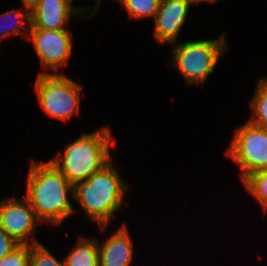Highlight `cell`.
Here are the masks:
<instances>
[{
  "instance_id": "obj_14",
  "label": "cell",
  "mask_w": 267,
  "mask_h": 266,
  "mask_svg": "<svg viewBox=\"0 0 267 266\" xmlns=\"http://www.w3.org/2000/svg\"><path fill=\"white\" fill-rule=\"evenodd\" d=\"M250 106L253 118L248 120V122L267 129V77L260 79L257 83Z\"/></svg>"
},
{
  "instance_id": "obj_7",
  "label": "cell",
  "mask_w": 267,
  "mask_h": 266,
  "mask_svg": "<svg viewBox=\"0 0 267 266\" xmlns=\"http://www.w3.org/2000/svg\"><path fill=\"white\" fill-rule=\"evenodd\" d=\"M40 222L25 197L21 201L15 196L0 201V228L19 244L40 243L34 236Z\"/></svg>"
},
{
  "instance_id": "obj_9",
  "label": "cell",
  "mask_w": 267,
  "mask_h": 266,
  "mask_svg": "<svg viewBox=\"0 0 267 266\" xmlns=\"http://www.w3.org/2000/svg\"><path fill=\"white\" fill-rule=\"evenodd\" d=\"M73 0H40L30 12V29L62 30L74 16L83 17L86 7H73Z\"/></svg>"
},
{
  "instance_id": "obj_10",
  "label": "cell",
  "mask_w": 267,
  "mask_h": 266,
  "mask_svg": "<svg viewBox=\"0 0 267 266\" xmlns=\"http://www.w3.org/2000/svg\"><path fill=\"white\" fill-rule=\"evenodd\" d=\"M191 5L189 0H161L154 17L153 35L157 42L177 43Z\"/></svg>"
},
{
  "instance_id": "obj_8",
  "label": "cell",
  "mask_w": 267,
  "mask_h": 266,
  "mask_svg": "<svg viewBox=\"0 0 267 266\" xmlns=\"http://www.w3.org/2000/svg\"><path fill=\"white\" fill-rule=\"evenodd\" d=\"M28 41L33 43L42 67L52 68L56 73L45 70L39 74H60L58 70L67 64L72 55V33L68 29L40 30L29 29Z\"/></svg>"
},
{
  "instance_id": "obj_16",
  "label": "cell",
  "mask_w": 267,
  "mask_h": 266,
  "mask_svg": "<svg viewBox=\"0 0 267 266\" xmlns=\"http://www.w3.org/2000/svg\"><path fill=\"white\" fill-rule=\"evenodd\" d=\"M128 13L129 18L139 20L140 18L155 17L161 0H119Z\"/></svg>"
},
{
  "instance_id": "obj_5",
  "label": "cell",
  "mask_w": 267,
  "mask_h": 266,
  "mask_svg": "<svg viewBox=\"0 0 267 266\" xmlns=\"http://www.w3.org/2000/svg\"><path fill=\"white\" fill-rule=\"evenodd\" d=\"M39 105L46 114L67 121L79 113L81 86L63 74H39L35 82Z\"/></svg>"
},
{
  "instance_id": "obj_1",
  "label": "cell",
  "mask_w": 267,
  "mask_h": 266,
  "mask_svg": "<svg viewBox=\"0 0 267 266\" xmlns=\"http://www.w3.org/2000/svg\"><path fill=\"white\" fill-rule=\"evenodd\" d=\"M25 198L42 222L60 224L75 211L70 203L73 185L49 160L30 163Z\"/></svg>"
},
{
  "instance_id": "obj_12",
  "label": "cell",
  "mask_w": 267,
  "mask_h": 266,
  "mask_svg": "<svg viewBox=\"0 0 267 266\" xmlns=\"http://www.w3.org/2000/svg\"><path fill=\"white\" fill-rule=\"evenodd\" d=\"M79 238L76 246L64 258L66 266H99L97 238Z\"/></svg>"
},
{
  "instance_id": "obj_13",
  "label": "cell",
  "mask_w": 267,
  "mask_h": 266,
  "mask_svg": "<svg viewBox=\"0 0 267 266\" xmlns=\"http://www.w3.org/2000/svg\"><path fill=\"white\" fill-rule=\"evenodd\" d=\"M10 19H14L11 24L9 22ZM11 21V20H10ZM3 22V23H2ZM8 22L10 25H8ZM0 41L7 37L8 35H11L13 37L15 36H20L22 34L24 38L28 39L29 34L24 35V30L26 31V27H23L24 24L28 23V29L27 31L29 32L30 29V23H31V17H30V11L26 8L23 7V11H19L16 9H13V11L9 10L7 12L1 13L0 15ZM24 29V30H21Z\"/></svg>"
},
{
  "instance_id": "obj_20",
  "label": "cell",
  "mask_w": 267,
  "mask_h": 266,
  "mask_svg": "<svg viewBox=\"0 0 267 266\" xmlns=\"http://www.w3.org/2000/svg\"><path fill=\"white\" fill-rule=\"evenodd\" d=\"M40 0H22L24 8L30 12L38 5Z\"/></svg>"
},
{
  "instance_id": "obj_2",
  "label": "cell",
  "mask_w": 267,
  "mask_h": 266,
  "mask_svg": "<svg viewBox=\"0 0 267 266\" xmlns=\"http://www.w3.org/2000/svg\"><path fill=\"white\" fill-rule=\"evenodd\" d=\"M127 183L123 181L112 160L87 180L73 185V196L88 217L101 230L108 227L111 218L124 200Z\"/></svg>"
},
{
  "instance_id": "obj_19",
  "label": "cell",
  "mask_w": 267,
  "mask_h": 266,
  "mask_svg": "<svg viewBox=\"0 0 267 266\" xmlns=\"http://www.w3.org/2000/svg\"><path fill=\"white\" fill-rule=\"evenodd\" d=\"M19 243L0 228V260L14 250Z\"/></svg>"
},
{
  "instance_id": "obj_11",
  "label": "cell",
  "mask_w": 267,
  "mask_h": 266,
  "mask_svg": "<svg viewBox=\"0 0 267 266\" xmlns=\"http://www.w3.org/2000/svg\"><path fill=\"white\" fill-rule=\"evenodd\" d=\"M99 266H130L133 259V243L126 224L99 244Z\"/></svg>"
},
{
  "instance_id": "obj_3",
  "label": "cell",
  "mask_w": 267,
  "mask_h": 266,
  "mask_svg": "<svg viewBox=\"0 0 267 266\" xmlns=\"http://www.w3.org/2000/svg\"><path fill=\"white\" fill-rule=\"evenodd\" d=\"M111 144L115 145V141L112 142L110 129L102 127L92 133H83L65 146L62 155L58 152L49 161L74 185L87 180L112 160Z\"/></svg>"
},
{
  "instance_id": "obj_17",
  "label": "cell",
  "mask_w": 267,
  "mask_h": 266,
  "mask_svg": "<svg viewBox=\"0 0 267 266\" xmlns=\"http://www.w3.org/2000/svg\"><path fill=\"white\" fill-rule=\"evenodd\" d=\"M30 266H66L41 243L30 245Z\"/></svg>"
},
{
  "instance_id": "obj_15",
  "label": "cell",
  "mask_w": 267,
  "mask_h": 266,
  "mask_svg": "<svg viewBox=\"0 0 267 266\" xmlns=\"http://www.w3.org/2000/svg\"><path fill=\"white\" fill-rule=\"evenodd\" d=\"M246 190L267 210V169L250 174L243 181Z\"/></svg>"
},
{
  "instance_id": "obj_4",
  "label": "cell",
  "mask_w": 267,
  "mask_h": 266,
  "mask_svg": "<svg viewBox=\"0 0 267 266\" xmlns=\"http://www.w3.org/2000/svg\"><path fill=\"white\" fill-rule=\"evenodd\" d=\"M225 36L224 32L217 39L174 43L172 60L187 84L203 87L220 57L227 51Z\"/></svg>"
},
{
  "instance_id": "obj_6",
  "label": "cell",
  "mask_w": 267,
  "mask_h": 266,
  "mask_svg": "<svg viewBox=\"0 0 267 266\" xmlns=\"http://www.w3.org/2000/svg\"><path fill=\"white\" fill-rule=\"evenodd\" d=\"M226 154L241 168V181L267 169V129L245 122L236 129Z\"/></svg>"
},
{
  "instance_id": "obj_18",
  "label": "cell",
  "mask_w": 267,
  "mask_h": 266,
  "mask_svg": "<svg viewBox=\"0 0 267 266\" xmlns=\"http://www.w3.org/2000/svg\"><path fill=\"white\" fill-rule=\"evenodd\" d=\"M0 266H30V245L19 244L0 260Z\"/></svg>"
},
{
  "instance_id": "obj_22",
  "label": "cell",
  "mask_w": 267,
  "mask_h": 266,
  "mask_svg": "<svg viewBox=\"0 0 267 266\" xmlns=\"http://www.w3.org/2000/svg\"><path fill=\"white\" fill-rule=\"evenodd\" d=\"M100 4H101V0H97L95 5H94V10H93V13H91V16L96 15L97 9L100 6Z\"/></svg>"
},
{
  "instance_id": "obj_21",
  "label": "cell",
  "mask_w": 267,
  "mask_h": 266,
  "mask_svg": "<svg viewBox=\"0 0 267 266\" xmlns=\"http://www.w3.org/2000/svg\"><path fill=\"white\" fill-rule=\"evenodd\" d=\"M191 4H199L200 2L215 3L218 0H189Z\"/></svg>"
}]
</instances>
